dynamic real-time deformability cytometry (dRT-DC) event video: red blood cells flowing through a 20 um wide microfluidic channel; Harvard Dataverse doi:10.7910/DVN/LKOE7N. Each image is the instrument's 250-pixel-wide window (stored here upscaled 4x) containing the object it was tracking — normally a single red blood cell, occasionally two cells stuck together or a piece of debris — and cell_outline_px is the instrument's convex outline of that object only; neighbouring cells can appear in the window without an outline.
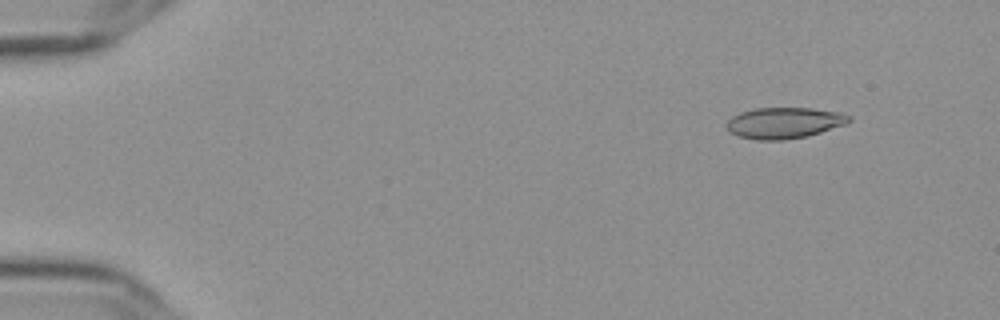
{"species": "Egyptian fruit bat (a non-hibernating species)", "species_latin": "Rousettus aegyptiacus", "temperature_condition": "cold", "stored_images_in_passage": 51, "camera_frame_rate_fps": 3000, "um_per_image_px": 0.085, "frame": {"image": 1, "passage_image": 1, "time_ms": 0.0, "image_size_px": [1000, 320], "cell_outline_px": [[852, 120], [844, 124], [808, 136], [784, 140], [756, 140], [736, 136], [728, 132], [724, 124], [732, 116], [740, 112], [756, 108], [808, 108], [840, 112], [852, 116]], "centroid_in_image_um": [66.6, 10.45], "position_along_channel_um": 18.4, "area_um2": 22.37}}
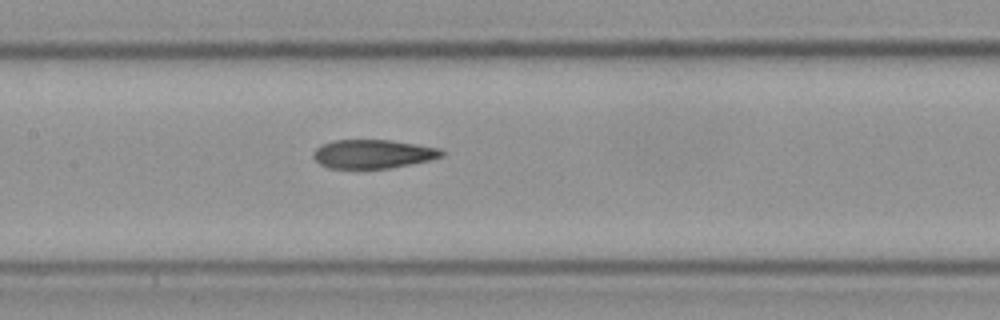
{"frame": {"image": 2, "passage_image": 23, "time_ms": 7.333, "image_size_px": [1000, 320], "cell_outline_px": [[444, 156], [432, 160], [388, 168], [328, 168], [320, 164], [312, 156], [312, 152], [320, 144], [336, 140], [392, 140], [440, 148], [444, 152]], "centroid_in_image_um": [31.7, 13.08], "position_along_channel_um": 175.7, "area_um2": 21.62}}
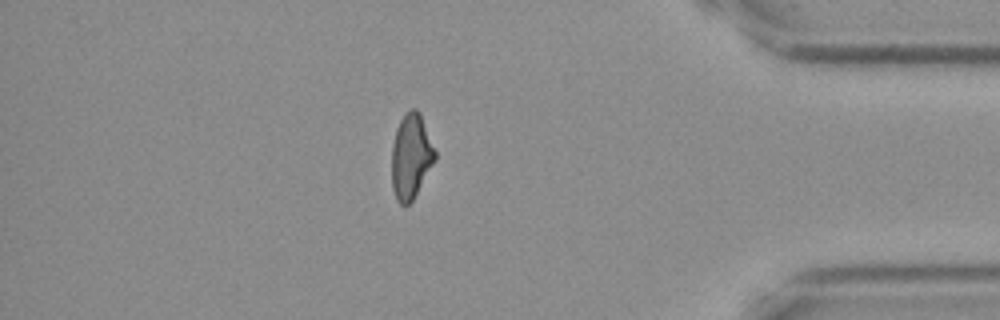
{"frame": {"image": 3, "passage_image": 44, "time_ms": 14.333, "image_size_px": [1000, 320], "cell_outline_px": [[436, 160], [412, 200], [404, 208], [396, 200], [392, 188], [392, 144], [396, 128], [404, 112], [412, 108], [416, 108], [420, 112], [436, 152]], "centroid_in_image_um": [34.93, 13.28], "position_along_channel_um": 400.3, "area_um2": 21.62}, "authors_computed_cell_mechanics": {"area_um2": 22.1952, "velocity_mm_per_s": 3.649, "shape_relaxation_time_tau1_ms": null, "shape_relaxation_time_tau2_ms": 2.791, "deformation_change_tau1": null, "deformation_change_tau2": 0.0873}}